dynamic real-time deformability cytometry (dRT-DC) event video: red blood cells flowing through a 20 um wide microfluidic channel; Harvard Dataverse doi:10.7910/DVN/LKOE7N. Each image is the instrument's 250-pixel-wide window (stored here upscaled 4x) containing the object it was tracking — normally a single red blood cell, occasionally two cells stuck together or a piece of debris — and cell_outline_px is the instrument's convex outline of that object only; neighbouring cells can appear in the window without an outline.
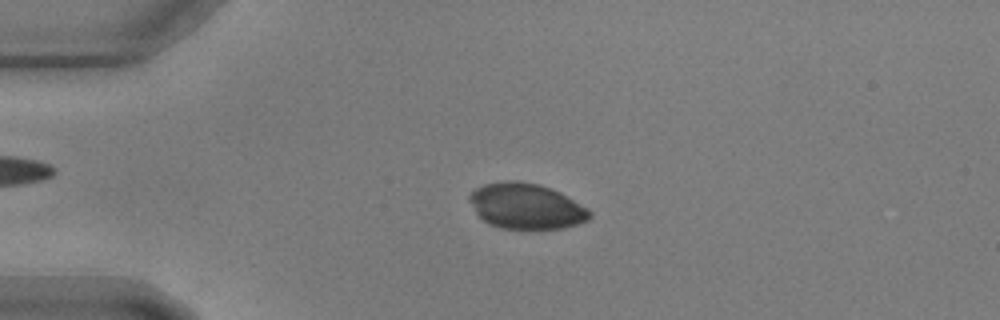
{"species": "common noctule bat (a hibernating species)", "species_latin": "Nyctalus noctula", "temperature_condition": "warm", "stored_images_in_passage": 58, "camera_frame_rate_fps": 3000, "um_per_image_px": 0.085, "animal": {"sex": "male", "body_mass_g": 17.9, "forearm_length_mm": 54.2}, "frame": {"image": 1, "passage_image": 14, "time_ms": 4.333, "image_size_px": [1000, 320], "cell_outline_px": [[592, 216], [588, 220], [564, 228], [500, 228], [488, 224], [476, 212], [468, 200], [468, 196], [476, 188], [484, 184], [512, 180], [516, 180], [540, 184], [552, 188], [560, 192], [588, 208], [592, 212]], "centroid_in_image_um": [44.74, 17.51], "position_along_channel_um": 40.3, "area_um2": 31.91}}
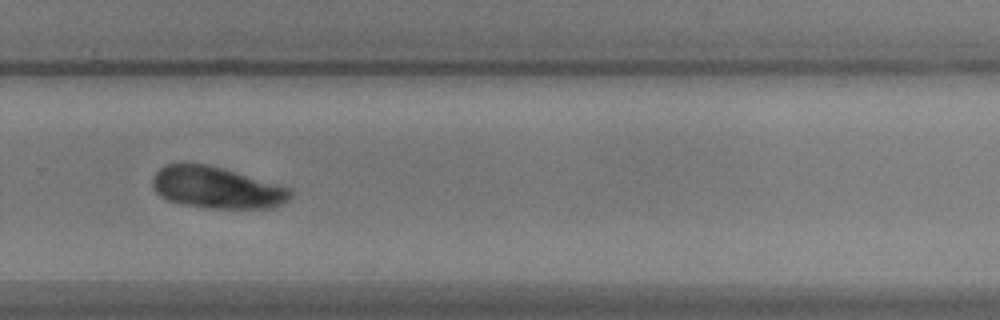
{"frame": {"image": 2, "passage_image": 40, "time_ms": 13.0, "image_size_px": [1000, 320], "cell_outline_px": [[292, 196], [288, 200], [272, 208], [208, 208], [180, 204], [168, 200], [160, 196], [152, 188], [152, 180], [156, 172], [164, 164], [184, 160], [208, 164], [224, 168], [292, 188]], "centroid_in_image_um": [18.37, 15.91], "position_along_channel_um": 311.4, "area_um2": 34.28}}
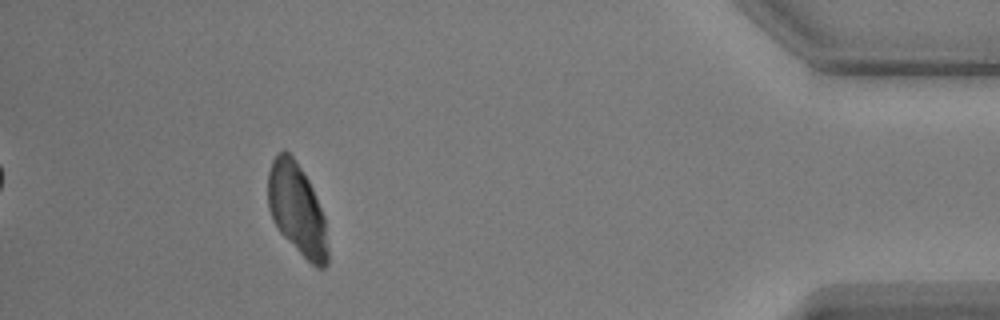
{"frame": {"image": 3, "passage_image": 53, "time_ms": 17.333, "image_size_px": [1000, 320], "cell_outline_px": [[328, 264], [324, 268], [316, 268], [280, 232], [272, 220], [268, 208], [268, 172], [272, 160], [276, 152], [284, 148], [296, 160], [304, 172], [312, 188], [324, 216], [328, 248]], "centroid_in_image_um": [25.23, 17.76], "position_along_channel_um": 410.0, "area_um2": 31.91}}